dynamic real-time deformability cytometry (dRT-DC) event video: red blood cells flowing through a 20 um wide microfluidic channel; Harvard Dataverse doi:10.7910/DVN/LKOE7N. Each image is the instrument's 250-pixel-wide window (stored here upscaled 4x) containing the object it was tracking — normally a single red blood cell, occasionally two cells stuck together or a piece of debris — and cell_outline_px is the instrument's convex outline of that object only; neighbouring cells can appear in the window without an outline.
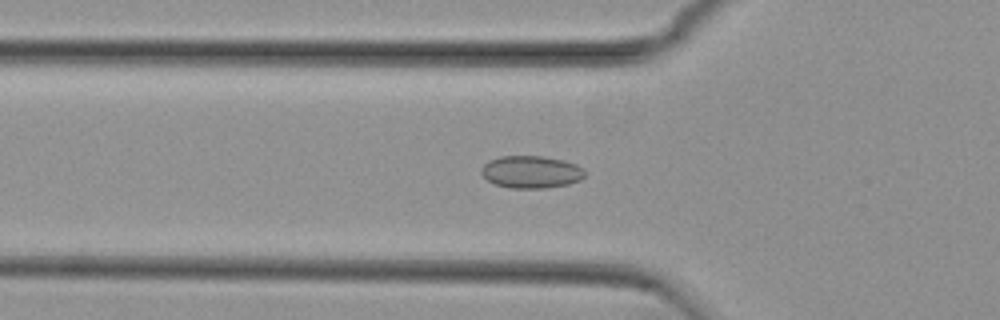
{"species": "common noctule bat (a hibernating species)", "species_latin": "Nyctalus noctula", "temperature_condition": "cold", "stored_images_in_passage": 54, "camera_frame_rate_fps": 3000, "um_per_image_px": 0.085, "animal": {"sex": "female", "body_mass_g": 29.2, "forearm_length_mm": 56.3}, "frame": {"image": 1, "passage_image": 18, "time_ms": 5.667, "image_size_px": [1000, 320], "cell_outline_px": [[584, 176], [580, 180], [568, 184], [544, 188], [508, 188], [496, 184], [488, 180], [480, 172], [480, 168], [488, 160], [500, 156], [544, 156], [564, 160], [576, 164], [584, 168]], "centroid_in_image_um": [45.14, 14.6], "position_along_channel_um": 80.7, "area_um2": 19.65}}
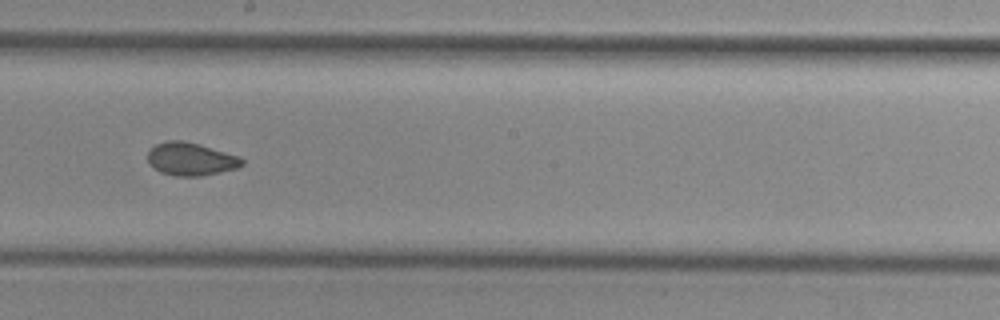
{"frame": {"image": 2, "passage_image": 30, "time_ms": 9.667, "image_size_px": [1000, 320], "cell_outline_px": [[244, 164], [236, 168], [220, 172], [200, 176], [176, 176], [160, 172], [148, 164], [148, 152], [156, 144], [168, 140], [184, 140], [200, 144], [240, 156], [244, 160]], "centroid_in_image_um": [16.22, 13.51], "position_along_channel_um": 232.0, "area_um2": 18.21}}
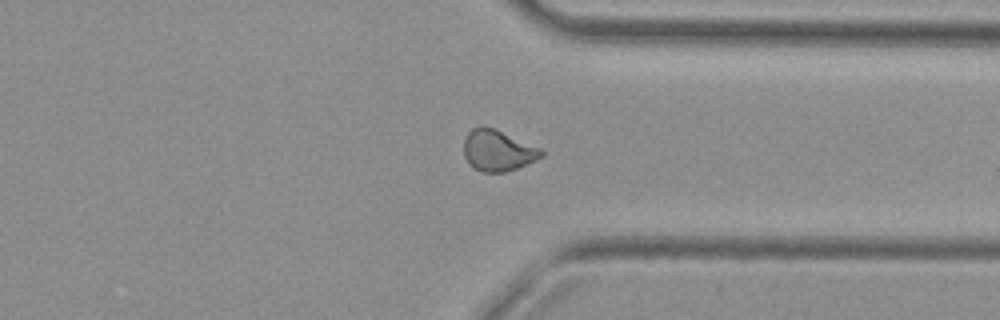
{"frame": {"image": 3, "passage_image": 41, "time_ms": 13.333, "image_size_px": [1000, 320], "cell_outline_px": [[544, 156], [536, 160], [516, 168], [504, 172], [484, 172], [472, 168], [468, 164], [464, 156], [464, 136], [472, 128], [480, 124], [492, 128], [540, 148], [544, 152]], "centroid_in_image_um": [42.27, 12.79], "position_along_channel_um": 369.1, "area_um2": 18.55}, "authors_computed_cell_mechanics": {"area_um2": 18.5249, "velocity_mm_per_s": 3.7659, "shape_relaxation_time_tau1_ms": null, "shape_relaxation_time_tau2_ms": 2.3046, "deformation_change_tau1": null, "deformation_change_tau2": 0.0583}}